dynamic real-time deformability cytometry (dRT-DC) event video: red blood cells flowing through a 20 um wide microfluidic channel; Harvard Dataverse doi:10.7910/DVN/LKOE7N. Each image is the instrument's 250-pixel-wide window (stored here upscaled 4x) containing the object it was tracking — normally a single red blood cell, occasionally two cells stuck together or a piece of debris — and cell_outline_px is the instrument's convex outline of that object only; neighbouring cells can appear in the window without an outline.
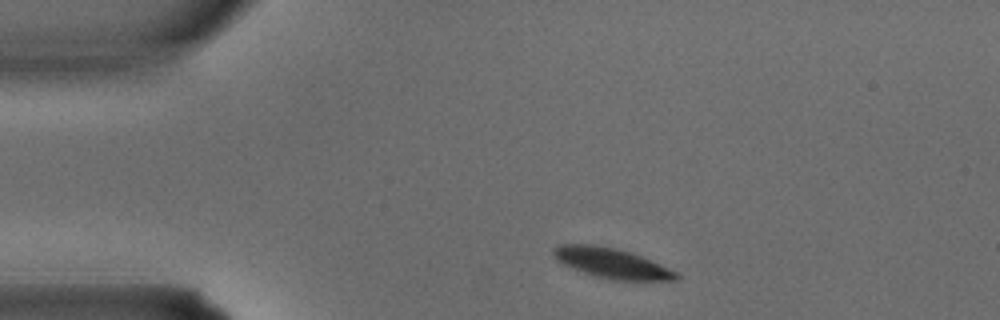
{"species": "common noctule bat (a hibernating species)", "species_latin": "Nyctalus noctula", "temperature_condition": "warm", "stored_images_in_passage": 2, "camera_frame_rate_fps": 3000, "um_per_image_px": 0.085, "animal": {"sex": "male", "body_mass_g": 15.6}, "frame": {"image": 1, "passage_image": 1, "time_ms": 0.0, "image_size_px": [1000, 320], "cell_outline_px": [[680, 276], [676, 280], [616, 280], [596, 276], [572, 268], [556, 260], [552, 256], [552, 248], [560, 244], [592, 244], [616, 248], [640, 256], [660, 264], [676, 272]], "centroid_in_image_um": [51.94, 22.35], "position_along_channel_um": 33.1, "area_um2": 21.27}}